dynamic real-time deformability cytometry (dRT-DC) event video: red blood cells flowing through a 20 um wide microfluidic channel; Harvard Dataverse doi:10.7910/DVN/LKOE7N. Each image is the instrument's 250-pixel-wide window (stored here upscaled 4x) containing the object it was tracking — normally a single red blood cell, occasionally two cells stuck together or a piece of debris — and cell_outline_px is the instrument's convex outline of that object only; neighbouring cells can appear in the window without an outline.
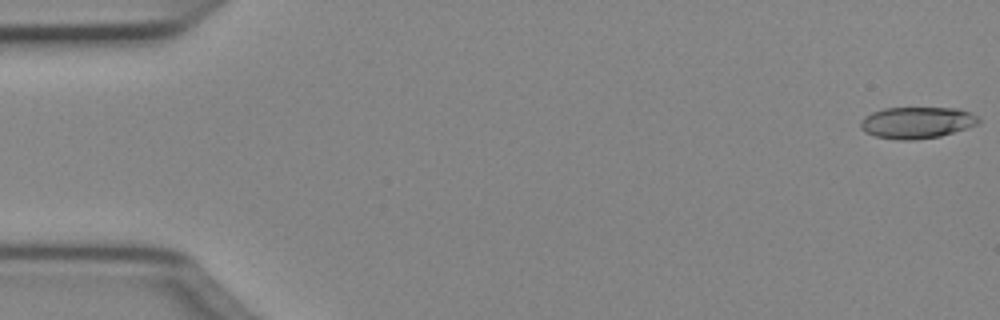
{"species": "Egyptian fruit bat (a non-hibernating species)", "species_latin": "Rousettus aegyptiacus", "temperature_condition": "cold", "stored_images_in_passage": 50, "camera_frame_rate_fps": 3000, "um_per_image_px": 0.085, "animal": {"sex": "female"}, "frame": {"image": 1, "passage_image": 1, "time_ms": 0.0, "image_size_px": [1000, 320], "cell_outline_px": [[980, 120], [976, 124], [968, 128], [940, 136], [912, 140], [896, 140], [876, 136], [864, 132], [860, 128], [860, 120], [864, 116], [872, 112], [884, 108], [960, 108], [972, 112]], "centroid_in_image_um": [77.91, 10.42], "position_along_channel_um": 7.1, "area_um2": 21.85}}
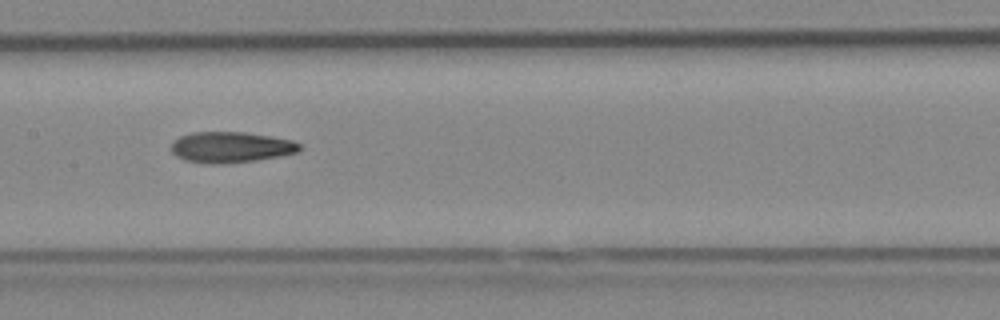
{"frame": {"image": 2, "passage_image": 25, "time_ms": 8.0, "image_size_px": [1000, 320], "cell_outline_px": [[300, 148], [296, 152], [280, 156], [256, 160], [224, 164], [208, 164], [184, 160], [176, 156], [172, 152], [172, 140], [180, 136], [192, 132], [244, 132], [292, 140], [300, 144]], "centroid_in_image_um": [19.57, 12.52], "position_along_channel_um": 187.8, "area_um2": 23.06}}
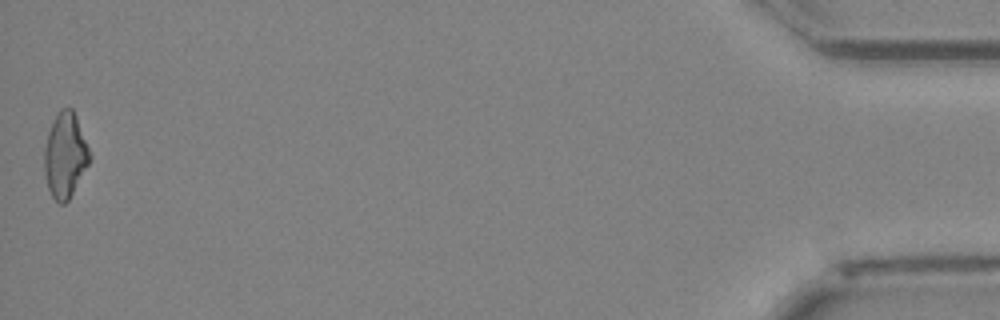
{"frame": {"image": 3, "passage_image": 50, "time_ms": 16.333, "image_size_px": [1000, 320], "cell_outline_px": [[92, 156], [88, 164], [68, 200], [64, 204], [60, 204], [52, 196], [48, 188], [44, 176], [44, 148], [48, 132], [52, 120], [60, 108], [72, 108], [76, 116]], "centroid_in_image_um": [5.52, 13.18], "position_along_channel_um": 429.7, "area_um2": 22.43}, "authors_computed_cell_mechanics": {"area_um2": 22.7154, "velocity_mm_per_s": 4.0486, "shape_relaxation_time_tau1_ms": null, "shape_relaxation_time_tau2_ms": 5.8308, "deformation_change_tau1": null, "deformation_change_tau2": 0.1602}}